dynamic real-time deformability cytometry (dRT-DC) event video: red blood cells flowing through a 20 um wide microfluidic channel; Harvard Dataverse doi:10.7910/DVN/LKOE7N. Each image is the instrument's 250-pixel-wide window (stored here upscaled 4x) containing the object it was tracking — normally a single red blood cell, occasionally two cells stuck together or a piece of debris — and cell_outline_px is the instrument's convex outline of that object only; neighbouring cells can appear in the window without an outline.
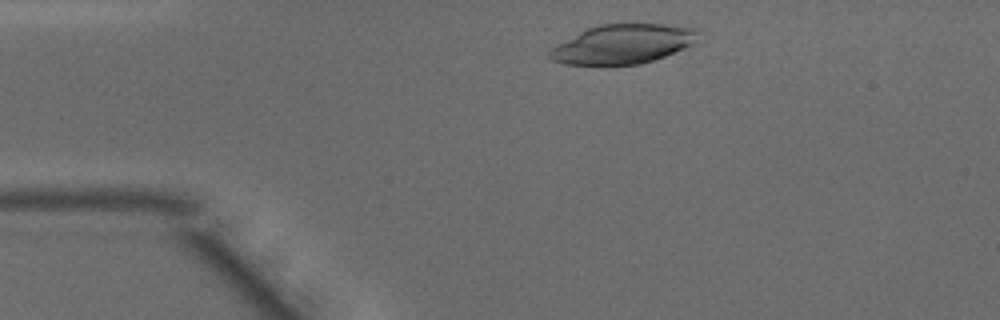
{"species": "common noctule bat (a hibernating species)", "species_latin": "Nyctalus noctula", "temperature_condition": "warm", "stored_images_in_passage": 15, "camera_frame_rate_fps": 3000, "um_per_image_px": 0.085, "animal": {"sex": "male", "body_mass_g": 15.6}, "frame": {"image": 1, "passage_image": 4, "time_ms": 1.0, "image_size_px": [1000, 320], "cell_outline_px": [[696, 32], [692, 44], [684, 48], [664, 56], [640, 64], [564, 64], [552, 60], [548, 56], [548, 52], [552, 48], [580, 32], [588, 28], [600, 24], [664, 24], [692, 28]], "centroid_in_image_um": [52.89, 3.75], "position_along_channel_um": 32.1, "area_um2": 33.12}}